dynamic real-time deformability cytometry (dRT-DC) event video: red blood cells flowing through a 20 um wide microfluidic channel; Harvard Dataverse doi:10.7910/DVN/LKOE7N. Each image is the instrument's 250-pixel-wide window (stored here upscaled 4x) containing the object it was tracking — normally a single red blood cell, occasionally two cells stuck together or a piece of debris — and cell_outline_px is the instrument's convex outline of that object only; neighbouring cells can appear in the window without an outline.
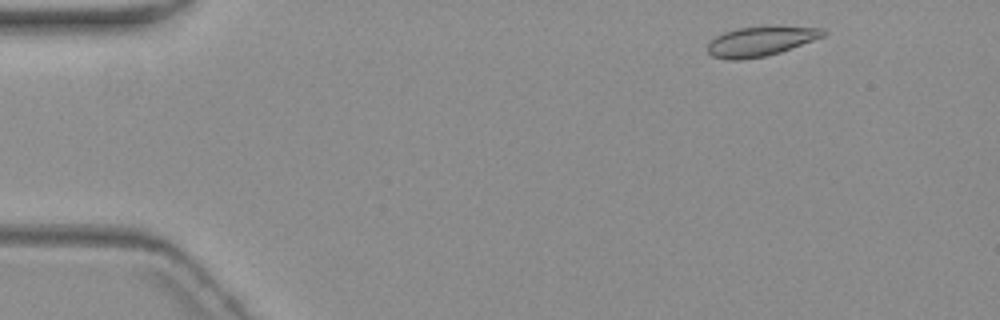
{"species": "common noctule bat (a hibernating species)", "species_latin": "Nyctalus noctula", "temperature_condition": "warm", "stored_images_in_passage": 4, "camera_frame_rate_fps": 3000, "um_per_image_px": 0.085, "animal": {"sex": "female", "body_mass_g": 19.3, "forearm_length_mm": 54.1}, "frame": {"image": 1, "passage_image": 1, "time_ms": 0.0, "image_size_px": [1000, 320], "cell_outline_px": [[828, 32], [824, 36], [792, 48], [780, 52], [764, 56], [740, 60], [728, 60], [712, 56], [708, 52], [708, 44], [716, 36], [724, 32], [736, 28], [764, 24], [780, 24], [824, 28]], "centroid_in_image_um": [64.71, 3.45], "position_along_channel_um": 20.3, "area_um2": 20.75}}
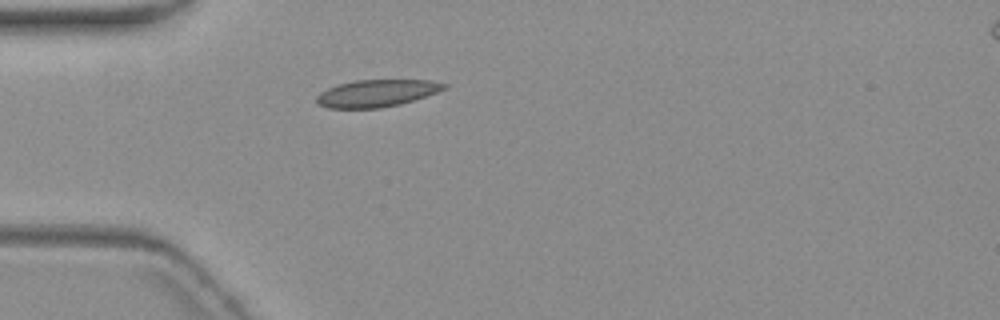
{"frame": {"image": 2, "passage_image": 3, "time_ms": 3.333, "image_size_px": [1000, 320], "cell_outline_px": [[448, 88], [400, 104], [380, 108], [328, 108], [320, 104], [316, 100], [316, 96], [320, 92], [328, 88], [340, 84], [356, 80], [428, 80], [448, 84]], "centroid_in_image_um": [32.02, 7.92], "position_along_channel_um": 53.0, "area_um2": 19.94}}